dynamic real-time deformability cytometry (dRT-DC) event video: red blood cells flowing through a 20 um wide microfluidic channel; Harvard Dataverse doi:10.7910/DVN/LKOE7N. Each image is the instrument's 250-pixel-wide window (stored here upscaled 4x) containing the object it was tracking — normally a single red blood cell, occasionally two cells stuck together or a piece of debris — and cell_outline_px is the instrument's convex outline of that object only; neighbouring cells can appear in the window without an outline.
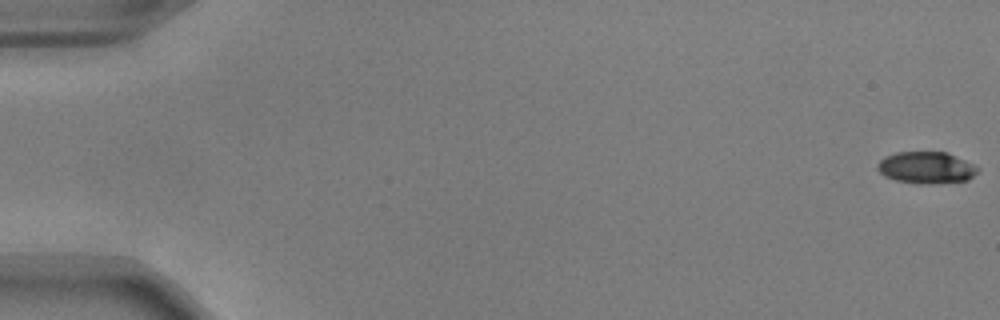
{"species": "common noctule bat (a hibernating species)", "species_latin": "Nyctalus noctula", "temperature_condition": "warm", "stored_images_in_passage": 54, "camera_frame_rate_fps": 3000, "um_per_image_px": 0.085, "animal": {"sex": "male", "body_mass_g": 17.9, "forearm_length_mm": 54.2}, "frame": {"image": 1, "passage_image": 1, "time_ms": 0.0, "image_size_px": [1000, 320], "cell_outline_px": [[980, 168], [968, 180], [932, 184], [920, 184], [896, 180], [884, 176], [876, 168], [876, 164], [884, 156], [896, 152], [948, 152]], "centroid_in_image_um": [78.7, 14.25], "position_along_channel_um": 6.3, "area_um2": 18.61}}
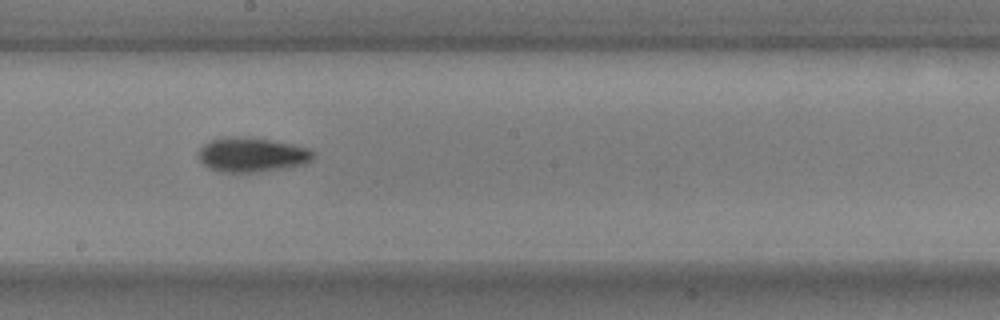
{"frame": {"image": 2, "passage_image": 31, "time_ms": 10.0, "image_size_px": [1000, 320], "cell_outline_px": [[316, 156], [312, 160], [304, 164], [288, 168], [260, 172], [220, 172], [208, 168], [196, 156], [196, 152], [204, 144], [212, 140], [232, 136], [252, 136], [292, 144], [308, 148], [316, 152]], "centroid_in_image_um": [21.43, 13.15], "position_along_channel_um": 226.8, "area_um2": 23.64}}
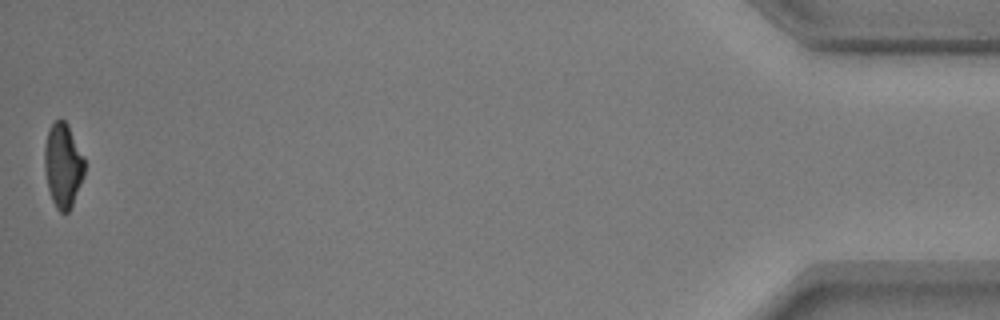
{"frame": {"image": 3, "passage_image": 54, "time_ms": 17.667, "image_size_px": [1000, 320], "cell_outline_px": [[84, 176], [72, 204], [68, 212], [60, 212], [56, 208], [52, 200], [48, 188], [44, 168], [44, 148], [48, 128], [60, 116], [68, 124], [84, 156]], "centroid_in_image_um": [5.34, 14.01], "position_along_channel_um": 429.9, "area_um2": 19.77}, "authors_computed_cell_mechanics": {"area_um2": 20.808, "velocity_mm_per_s": 3.8089, "shape_relaxation_time_tau1_ms": 2.8847, "shape_relaxation_time_tau2_ms": 5.1151, "deformation_change_tau1": 0.1626, "deformation_change_tau2": 0.1287}}